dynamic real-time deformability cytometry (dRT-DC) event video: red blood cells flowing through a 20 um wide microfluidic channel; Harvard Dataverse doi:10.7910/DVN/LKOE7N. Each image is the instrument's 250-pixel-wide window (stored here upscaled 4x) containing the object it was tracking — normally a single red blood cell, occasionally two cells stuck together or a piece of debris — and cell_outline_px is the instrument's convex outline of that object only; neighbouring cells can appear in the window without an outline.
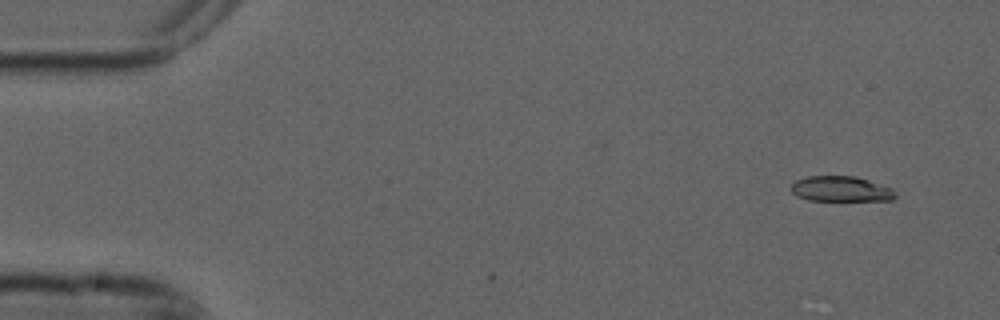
{"species": "common noctule bat (a hibernating species)", "species_latin": "Nyctalus noctula", "temperature_condition": "cold", "stored_images_in_passage": 3, "camera_frame_rate_fps": 3000, "um_per_image_px": 0.085, "animal": {"sex": "male", "forearm_length_mm": 52.5}, "frame": {"image": 1, "passage_image": 1, "time_ms": 0.0, "image_size_px": [1000, 320], "cell_outline_px": [[896, 196], [892, 200], [808, 200], [796, 196], [792, 192], [792, 184], [796, 180], [808, 176], [856, 176], [892, 188], [896, 192]], "centroid_in_image_um": [71.48, 16.06], "position_along_channel_um": 13.5, "area_um2": 15.32}}